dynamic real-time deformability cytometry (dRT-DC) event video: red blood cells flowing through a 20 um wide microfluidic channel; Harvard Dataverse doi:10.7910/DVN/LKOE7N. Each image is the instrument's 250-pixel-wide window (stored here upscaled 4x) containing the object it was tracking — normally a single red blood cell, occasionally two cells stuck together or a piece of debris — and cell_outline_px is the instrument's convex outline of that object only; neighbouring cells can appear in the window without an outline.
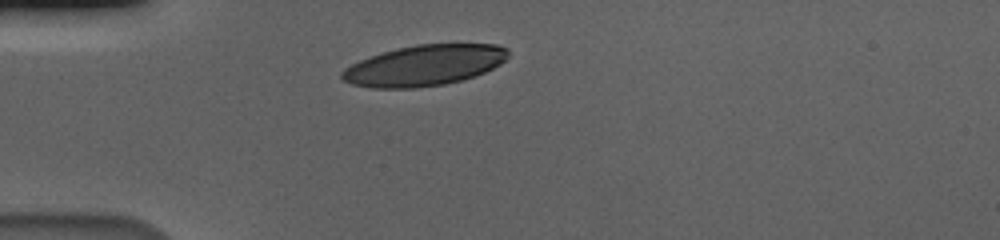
{"species": "human", "species_latin": "Homo sapiens", "temperature_condition": "cold", "stored_images_in_passage": 33, "camera_frame_rate_fps": 3000, "um_per_image_px": 0.085, "donor": {"sex": "male"}, "frame": {"image": 1, "passage_image": 1, "time_ms": 0.0, "image_size_px": [1000, 240], "cell_outline_px": [[508, 56], [500, 64], [484, 72], [460, 80], [444, 84], [416, 88], [372, 88], [352, 84], [344, 80], [340, 76], [340, 72], [344, 68], [360, 60], [396, 48], [416, 44], [496, 44], [508, 48]], "centroid_in_image_um": [36.05, 5.55], "position_along_channel_um": 49.0, "area_um2": 39.25}}
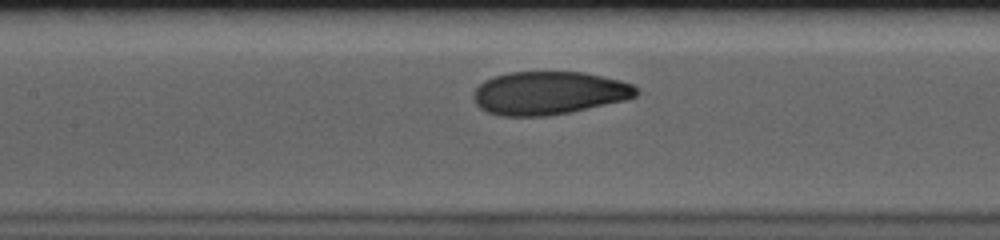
{"frame": {"image": 2, "passage_image": 12, "time_ms": 3.667, "image_size_px": [1000, 240], "cell_outline_px": [[640, 92], [636, 96], [624, 100], [568, 112], [548, 116], [500, 116], [488, 112], [480, 108], [476, 104], [472, 96], [476, 88], [484, 80], [508, 72], [584, 72], [620, 80], [632, 84]], "centroid_in_image_um": [46.63, 7.9], "position_along_channel_um": 160.8, "area_um2": 40.81}}
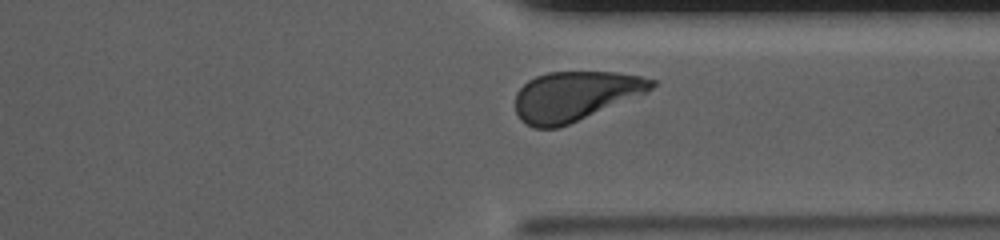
{"frame": {"image": 3, "passage_image": 29, "time_ms": 9.333, "image_size_px": [1000, 240], "cell_outline_px": [[656, 84], [648, 92], [568, 124], [556, 128], [536, 128], [520, 120], [516, 112], [516, 92], [528, 80], [536, 76], [548, 72], [616, 72], [640, 76], [656, 80]], "centroid_in_image_um": [48.88, 8.15], "position_along_channel_um": 362.5, "area_um2": 39.02}, "authors_computed_cell_mechanics": {"area_um2": 40.9224, "velocity_mm_per_s": 3.5569, "shape_relaxation_time_tau1_ms": 3.7925, "shape_relaxation_time_tau2_ms": 1.1112, "deformation_change_tau1": 0.1961, "deformation_change_tau2": 0.061}}